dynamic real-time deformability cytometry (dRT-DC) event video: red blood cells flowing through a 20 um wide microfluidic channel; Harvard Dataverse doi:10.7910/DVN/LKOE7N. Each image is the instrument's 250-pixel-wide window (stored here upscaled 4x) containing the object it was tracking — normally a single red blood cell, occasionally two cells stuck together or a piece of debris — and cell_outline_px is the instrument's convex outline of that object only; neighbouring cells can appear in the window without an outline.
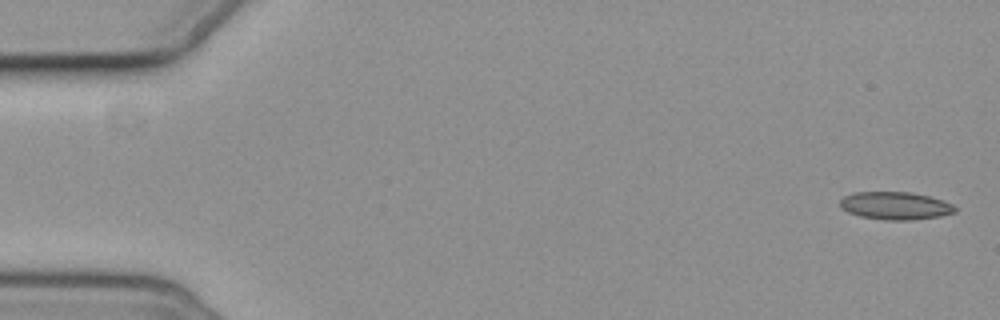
{"species": "common noctule bat (a hibernating species)", "species_latin": "Nyctalus noctula", "temperature_condition": "cold", "stored_images_in_passage": 4, "camera_frame_rate_fps": 3000, "um_per_image_px": 0.085, "animal": {"sex": "female", "body_mass_g": 19.3, "forearm_length_mm": 54.1}, "frame": {"image": 1, "passage_image": 1, "time_ms": 0.0, "image_size_px": [1000, 320], "cell_outline_px": [[956, 212], [940, 216], [912, 220], [888, 220], [860, 216], [848, 212], [840, 208], [840, 200], [844, 196], [852, 192], [912, 192], [944, 200], [952, 204], [956, 208]], "centroid_in_image_um": [76.1, 17.48], "position_along_channel_um": 8.9, "area_um2": 18.67}}
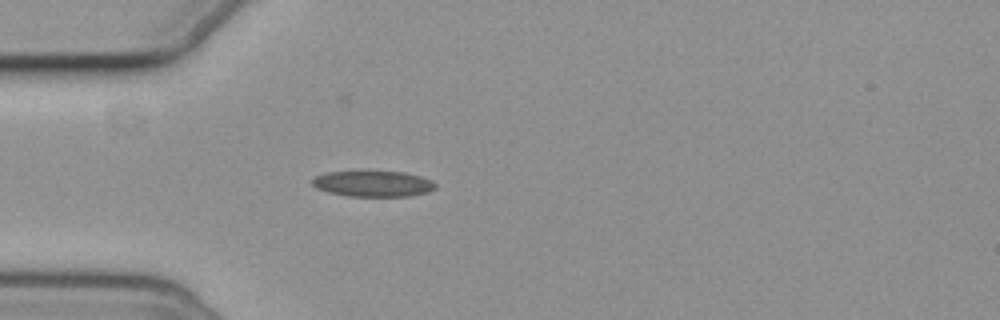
{"frame": {"image": 2, "passage_image": 4, "time_ms": 5.0, "image_size_px": [1000, 320], "cell_outline_px": [[436, 188], [428, 192], [408, 196], [348, 196], [328, 192], [316, 188], [312, 184], [312, 180], [316, 176], [324, 172], [404, 172], [420, 176], [432, 180], [436, 184]], "centroid_in_image_um": [31.72, 15.62], "position_along_channel_um": 53.3, "area_um2": 18.44}}